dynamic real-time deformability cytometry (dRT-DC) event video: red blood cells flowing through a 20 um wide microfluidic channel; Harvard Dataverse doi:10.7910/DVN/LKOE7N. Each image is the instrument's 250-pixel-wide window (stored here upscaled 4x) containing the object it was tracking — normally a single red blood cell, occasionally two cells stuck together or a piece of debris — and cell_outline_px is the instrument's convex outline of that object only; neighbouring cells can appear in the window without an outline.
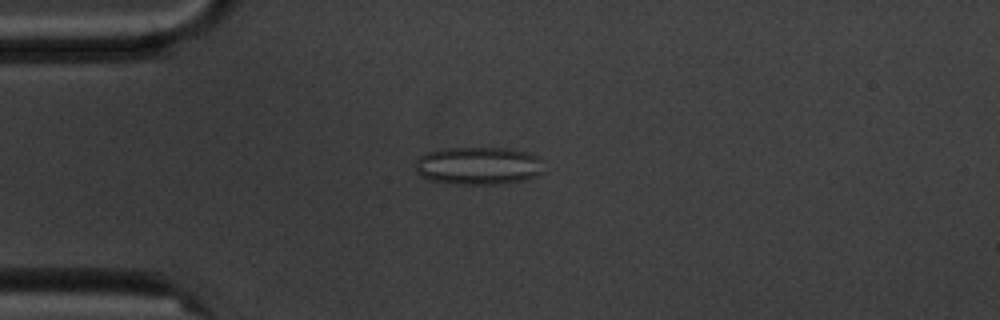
{"species": "common noctule bat (a hibernating species)", "species_latin": "Nyctalus noctula", "temperature_condition": "cold", "stored_images_in_passage": 4, "camera_frame_rate_fps": 3000, "um_per_image_px": 0.085, "animal": {"sex": "male", "body_mass_g": 20.1, "forearm_length_mm": 53.5}, "frame": {"image": 1, "passage_image": 4, "time_ms": 4.333, "image_size_px": [1000, 320], "cell_outline_px": [[540, 172], [536, 176], [524, 180], [500, 184], [460, 184], [428, 180], [420, 176], [416, 172], [416, 160], [420, 156], [428, 152], [444, 148], [508, 148], [528, 152], [536, 156], [540, 160]], "centroid_in_image_um": [40.61, 14.09], "position_along_channel_um": 44.4, "area_um2": 28.21}}